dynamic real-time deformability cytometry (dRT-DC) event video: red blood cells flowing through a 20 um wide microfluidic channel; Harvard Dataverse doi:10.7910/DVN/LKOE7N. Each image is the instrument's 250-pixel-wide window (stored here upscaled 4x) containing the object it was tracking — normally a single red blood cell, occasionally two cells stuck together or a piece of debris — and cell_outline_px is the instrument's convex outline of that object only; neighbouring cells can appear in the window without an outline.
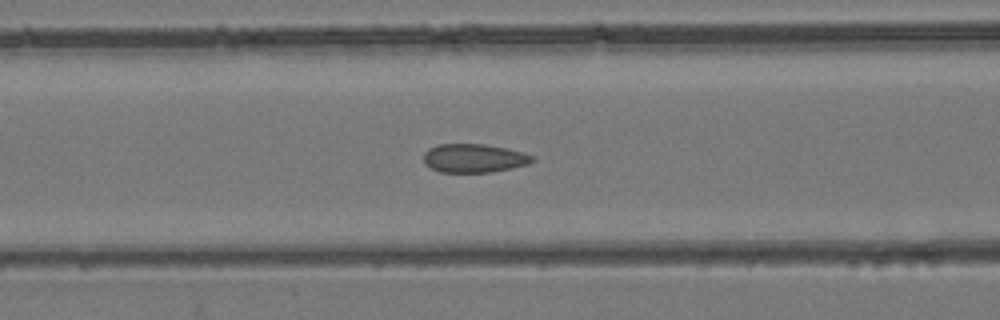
{"species": "common noctule bat (a hibernating species)", "species_latin": "Nyctalus noctula", "temperature_condition": "room temperature", "stored_images_in_passage": 49, "camera_frame_rate_fps": 3000, "um_per_image_px": 0.085, "animal": {"sex": "female", "body_mass_g": 24.6, "forearm_length_mm": 56.2}, "frame": {"image": 1, "passage_image": 20, "time_ms": 6.333, "image_size_px": [1000, 320], "cell_outline_px": [[532, 160], [528, 164], [512, 168], [492, 172], [440, 172], [424, 164], [424, 152], [428, 148], [436, 144], [484, 144], [524, 152], [532, 156]], "centroid_in_image_um": [40.24, 13.44], "position_along_channel_um": 126.4, "area_um2": 18.09}}
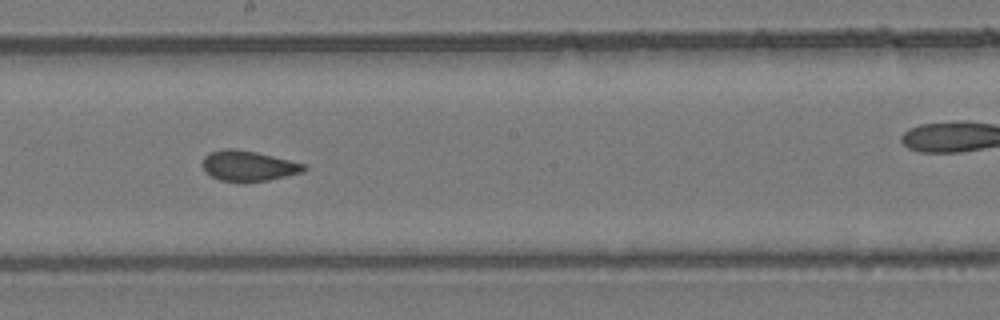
{"frame": {"image": 2, "passage_image": 27, "time_ms": 8.667, "image_size_px": [1000, 320], "cell_outline_px": [[308, 168], [304, 172], [268, 180], [220, 180], [204, 172], [200, 164], [204, 156], [208, 152], [224, 148], [228, 148], [256, 152], [308, 164]], "centroid_in_image_um": [21.11, 14.07], "position_along_channel_um": 227.1, "area_um2": 17.92}}
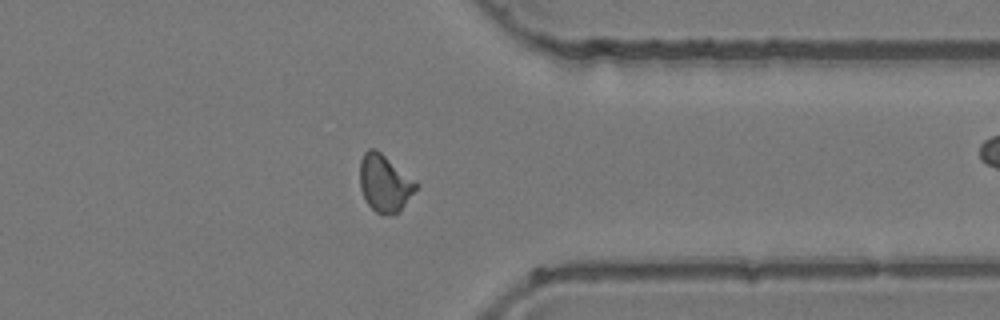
{"frame": {"image": 3, "passage_image": 38, "time_ms": 12.333, "image_size_px": [1000, 320], "cell_outline_px": [[420, 184], [400, 212], [376, 212], [368, 204], [360, 188], [360, 160], [364, 152], [368, 148], [376, 148], [416, 180]], "centroid_in_image_um": [32.71, 15.52], "position_along_channel_um": 378.7, "area_um2": 18.67}}